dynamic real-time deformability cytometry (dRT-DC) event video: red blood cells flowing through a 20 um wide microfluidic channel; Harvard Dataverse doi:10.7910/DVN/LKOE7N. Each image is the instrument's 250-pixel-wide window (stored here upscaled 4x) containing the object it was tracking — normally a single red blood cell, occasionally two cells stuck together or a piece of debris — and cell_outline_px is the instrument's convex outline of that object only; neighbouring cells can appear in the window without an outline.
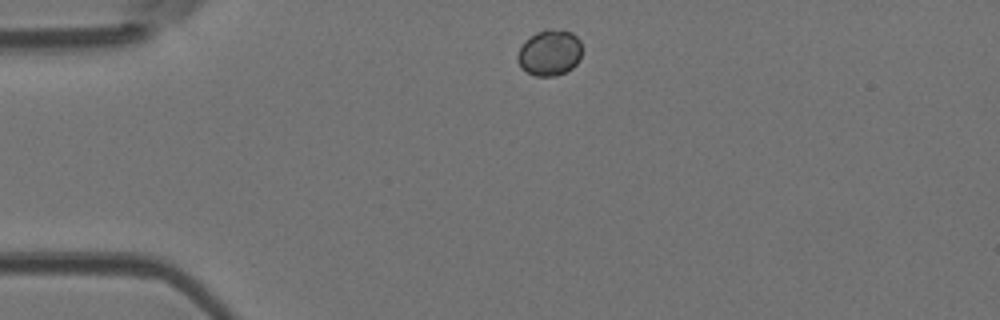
{"species": "Egyptian fruit bat (a non-hibernating species)", "species_latin": "Rousettus aegyptiacus", "temperature_condition": "room temperature", "stored_images_in_passage": 2, "camera_frame_rate_fps": 3000, "um_per_image_px": 0.085, "animal": {"sex": "female"}, "frame": {"image": 1, "passage_image": 1, "time_ms": 0.0, "image_size_px": [1000, 320], "cell_outline_px": [[580, 60], [572, 68], [556, 76], [536, 76], [520, 68], [516, 60], [516, 56], [524, 40], [528, 36], [536, 32], [552, 28], [572, 32], [580, 40]], "centroid_in_image_um": [46.68, 4.47], "position_along_channel_um": 38.3, "area_um2": 17.46}}